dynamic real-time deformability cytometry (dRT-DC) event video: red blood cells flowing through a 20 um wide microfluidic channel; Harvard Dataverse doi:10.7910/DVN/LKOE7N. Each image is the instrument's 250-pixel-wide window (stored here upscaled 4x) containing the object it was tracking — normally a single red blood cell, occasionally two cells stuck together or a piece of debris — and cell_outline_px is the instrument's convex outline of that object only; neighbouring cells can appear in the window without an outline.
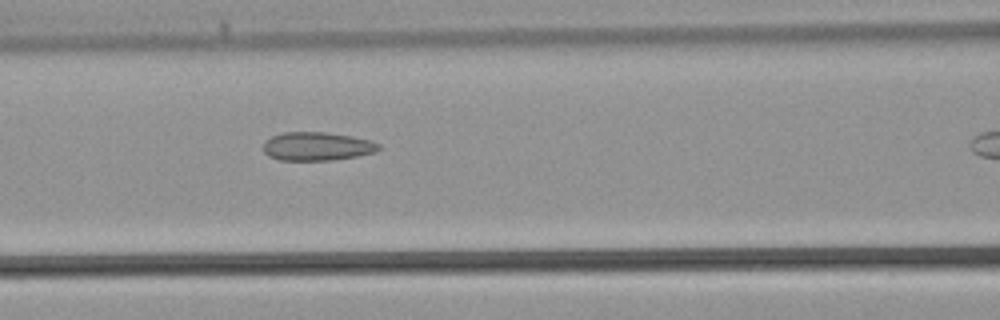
{"species": "common noctule bat (a hibernating species)", "species_latin": "Nyctalus noctula", "temperature_condition": "warm", "stored_images_in_passage": 20, "camera_frame_rate_fps": 3000, "um_per_image_px": 0.085, "animal": {"sex": "male", "body_mass_g": 21.5, "forearm_length_mm": 52.0}, "frame": {"image": 1, "passage_image": 17, "time_ms": 5.333, "image_size_px": [1000, 320], "cell_outline_px": [[380, 148], [376, 152], [356, 156], [332, 160], [280, 160], [268, 156], [264, 152], [264, 140], [272, 136], [284, 132], [324, 132], [372, 140], [380, 144]], "centroid_in_image_um": [26.94, 12.44], "position_along_channel_um": 139.7, "area_um2": 19.13}}